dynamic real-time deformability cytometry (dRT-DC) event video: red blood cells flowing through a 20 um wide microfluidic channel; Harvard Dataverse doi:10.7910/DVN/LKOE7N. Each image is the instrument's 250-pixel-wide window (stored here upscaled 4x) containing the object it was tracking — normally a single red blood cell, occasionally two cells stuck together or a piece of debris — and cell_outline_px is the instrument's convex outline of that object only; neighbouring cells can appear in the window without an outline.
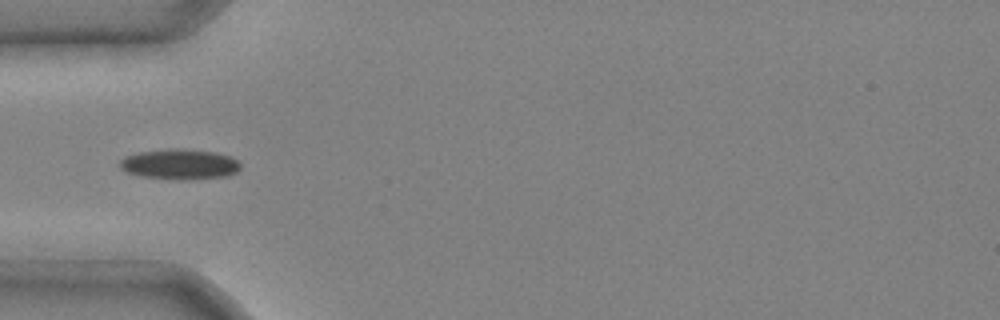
{"species": "common noctule bat (a hibernating species)", "species_latin": "Nyctalus noctula", "temperature_condition": "cold", "stored_images_in_passage": 4, "camera_frame_rate_fps": 3000, "um_per_image_px": 0.085, "animal": {"sex": "male", "body_mass_g": 20.4}, "frame": {"image": 1, "passage_image": 4, "time_ms": 1.0, "image_size_px": [1000, 320], "cell_outline_px": [[240, 168], [236, 172], [224, 176], [180, 180], [140, 176], [128, 172], [120, 168], [120, 160], [124, 156], [140, 152], [168, 148], [184, 148], [216, 152], [228, 156], [236, 160], [240, 164]], "centroid_in_image_um": [15.24, 13.94], "position_along_channel_um": 69.8, "area_um2": 21.27}}